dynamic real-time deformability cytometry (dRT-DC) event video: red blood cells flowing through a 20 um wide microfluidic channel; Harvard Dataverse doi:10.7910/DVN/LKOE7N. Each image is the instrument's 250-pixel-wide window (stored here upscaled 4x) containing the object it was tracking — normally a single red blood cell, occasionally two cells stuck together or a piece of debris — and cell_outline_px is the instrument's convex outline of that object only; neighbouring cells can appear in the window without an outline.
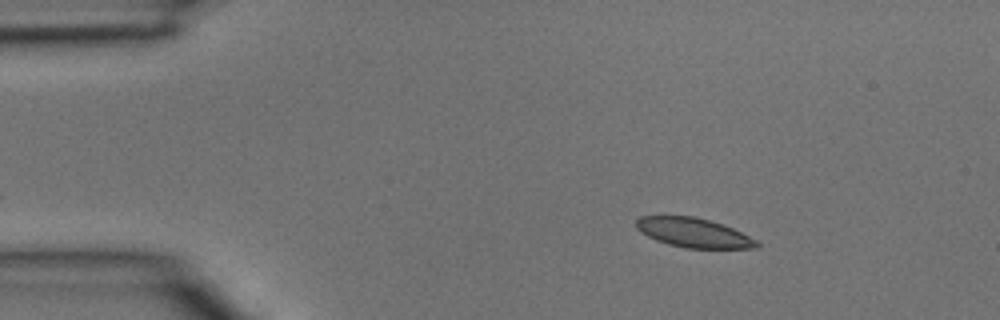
{"species": "common noctule bat (a hibernating species)", "species_latin": "Nyctalus noctula", "temperature_condition": "room temperature", "stored_images_in_passage": 2, "camera_frame_rate_fps": 3000, "um_per_image_px": 0.085, "animal": {"sex": "male", "body_mass_g": 15.6}, "frame": {"image": 1, "passage_image": 2, "time_ms": 0.333, "image_size_px": [1000, 320], "cell_outline_px": [[760, 244], [756, 248], [684, 248], [668, 244], [656, 240], [640, 232], [636, 228], [636, 220], [640, 216], [692, 216], [708, 220], [732, 228], [756, 240]], "centroid_in_image_um": [58.91, 19.78], "position_along_channel_um": 26.1, "area_um2": 20.4}}